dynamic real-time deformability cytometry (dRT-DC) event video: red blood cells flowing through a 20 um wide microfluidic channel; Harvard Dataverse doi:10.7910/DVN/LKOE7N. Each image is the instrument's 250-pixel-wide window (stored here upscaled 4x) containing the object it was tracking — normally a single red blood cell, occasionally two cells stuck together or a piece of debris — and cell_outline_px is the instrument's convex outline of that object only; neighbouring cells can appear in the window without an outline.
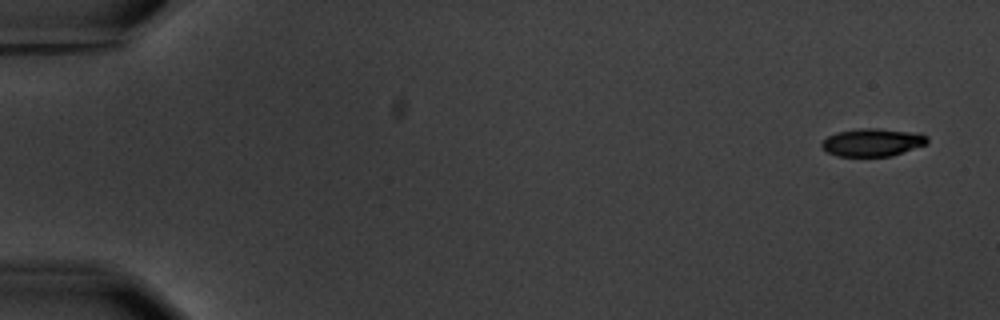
{"species": "common noctule bat (a hibernating species)", "species_latin": "Nyctalus noctula", "temperature_condition": "warm", "stored_images_in_passage": 7, "camera_frame_rate_fps": 3000, "um_per_image_px": 0.085, "animal": {"sex": "male", "body_mass_g": 20.1, "forearm_length_mm": 53.5}, "frame": {"image": 1, "passage_image": 1, "time_ms": 0.0, "image_size_px": [1000, 320], "cell_outline_px": [[928, 144], [892, 156], [836, 156], [828, 152], [820, 144], [828, 136], [836, 132], [860, 128], [876, 128], [916, 132], [928, 136]], "centroid_in_image_um": [74.2, 12.09], "position_along_channel_um": 10.8, "area_um2": 17.22}}
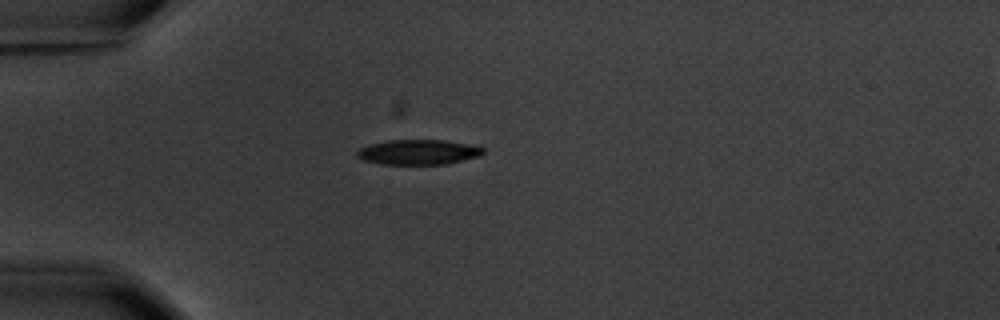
{"frame": {"image": 2, "passage_image": 5, "time_ms": 4.667, "image_size_px": [1000, 320], "cell_outline_px": [[484, 152], [480, 156], [444, 164], [384, 164], [364, 160], [356, 156], [356, 152], [360, 148], [368, 144], [388, 140], [444, 140], [472, 144], [484, 148]], "centroid_in_image_um": [35.56, 12.92], "position_along_channel_um": 49.4, "area_um2": 18.38}}
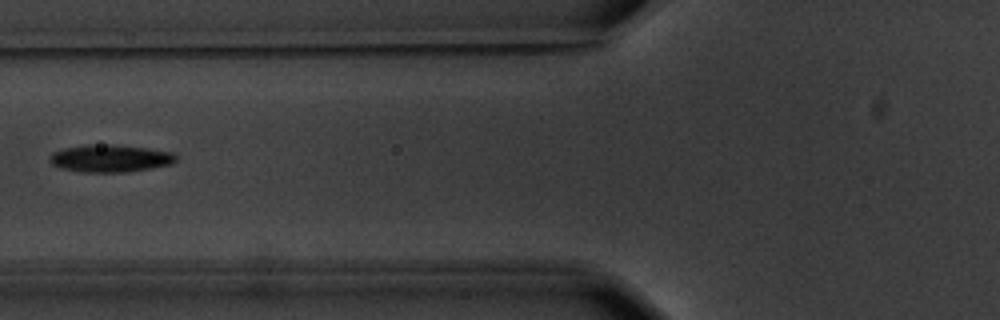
{"frame": {"image": 3, "passage_image": 7, "time_ms": 7.0, "image_size_px": [1000, 320], "cell_outline_px": [[176, 160], [172, 164], [124, 172], [84, 172], [60, 168], [52, 164], [48, 160], [48, 156], [52, 152], [64, 148], [84, 144], [116, 144], [148, 148], [176, 152]], "centroid_in_image_um": [9.34, 13.44], "position_along_channel_um": 116.5, "area_um2": 20.46}}